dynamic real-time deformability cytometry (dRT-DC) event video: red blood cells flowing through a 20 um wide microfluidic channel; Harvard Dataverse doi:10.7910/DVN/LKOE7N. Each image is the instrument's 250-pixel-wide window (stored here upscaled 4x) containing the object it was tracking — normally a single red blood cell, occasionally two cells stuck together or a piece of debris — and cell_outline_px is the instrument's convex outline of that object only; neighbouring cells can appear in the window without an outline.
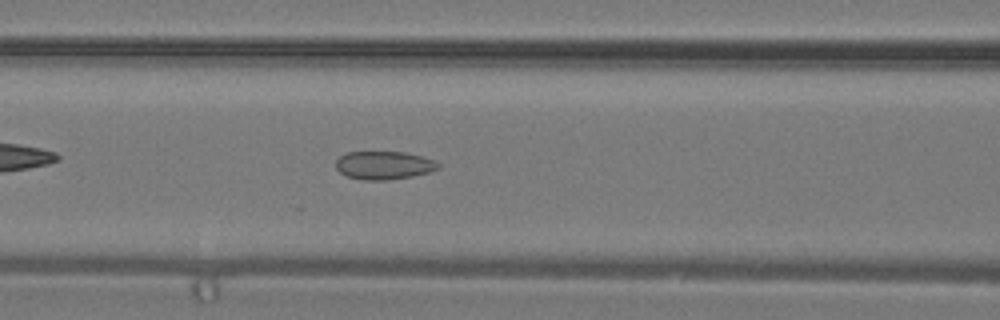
{"species": "common noctule bat (a hibernating species)", "species_latin": "Nyctalus noctula", "temperature_condition": "warm", "stored_images_in_passage": 26, "camera_frame_rate_fps": 3000, "um_per_image_px": 0.085, "animal": {"sex": "male", "body_mass_g": 19.2, "forearm_length_mm": 51.8}, "frame": {"image": 1, "passage_image": 5, "time_ms": 1.333, "image_size_px": [1000, 320], "cell_outline_px": [[440, 168], [428, 172], [412, 176], [388, 180], [360, 180], [348, 176], [340, 172], [336, 168], [336, 160], [340, 156], [348, 152], [404, 152], [420, 156], [432, 160], [440, 164]], "centroid_in_image_um": [32.61, 14.05], "position_along_channel_um": 134.0, "area_um2": 16.7}}
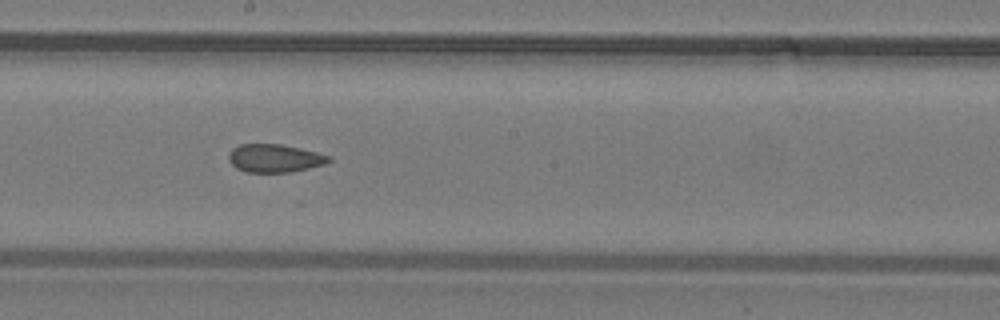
{"frame": {"image": 2, "passage_image": 10, "time_ms": 3.0, "image_size_px": [1000, 320], "cell_outline_px": [[332, 160], [324, 164], [292, 172], [244, 172], [236, 168], [228, 160], [228, 152], [232, 148], [240, 144], [280, 144], [300, 148], [332, 156]], "centroid_in_image_um": [23.32, 13.45], "position_along_channel_um": 224.9, "area_um2": 16.53}}
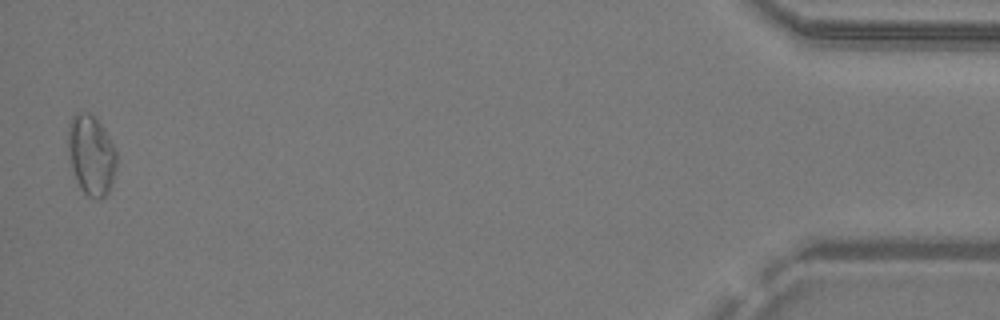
{"frame": {"image": 3, "passage_image": 26, "time_ms": 8.333, "image_size_px": [1000, 320], "cell_outline_px": [[116, 168], [108, 192], [100, 200], [96, 200], [88, 196], [84, 192], [72, 168], [68, 156], [68, 124], [72, 116], [76, 112], [88, 112], [104, 128], [116, 152]], "centroid_in_image_um": [7.74, 13.16], "position_along_channel_um": 427.5, "area_um2": 22.37}}